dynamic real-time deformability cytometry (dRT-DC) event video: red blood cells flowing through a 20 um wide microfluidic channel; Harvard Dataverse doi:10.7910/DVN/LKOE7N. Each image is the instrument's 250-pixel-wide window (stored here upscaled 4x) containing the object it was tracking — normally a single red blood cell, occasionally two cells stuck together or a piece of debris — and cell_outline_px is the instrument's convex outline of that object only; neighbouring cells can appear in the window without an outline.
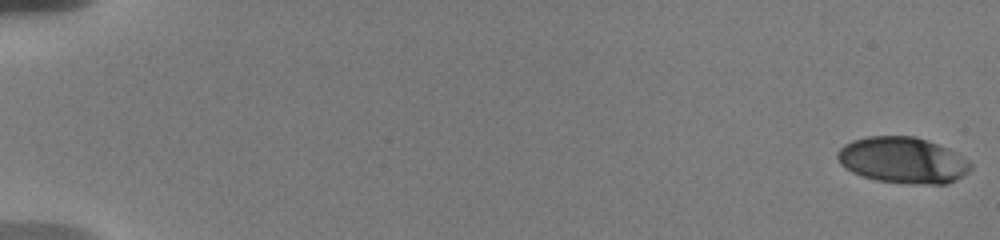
{"species": "human", "species_latin": "Homo sapiens", "temperature_condition": "warm", "stored_images_in_passage": 38, "camera_frame_rate_fps": 3000, "um_per_image_px": 0.085, "donor": {"sex": "male"}, "frame": {"image": 1, "passage_image": 1, "time_ms": 0.0, "image_size_px": [1000, 240], "cell_outline_px": [[972, 168], [964, 176], [948, 184], [912, 184], [876, 180], [860, 176], [844, 168], [840, 164], [836, 156], [836, 152], [844, 144], [852, 140], [868, 136], [916, 136], [928, 140], [948, 148], [956, 152], [968, 160], [972, 164]], "centroid_in_image_um": [76.74, 13.62], "position_along_channel_um": 8.3, "area_um2": 36.3}}
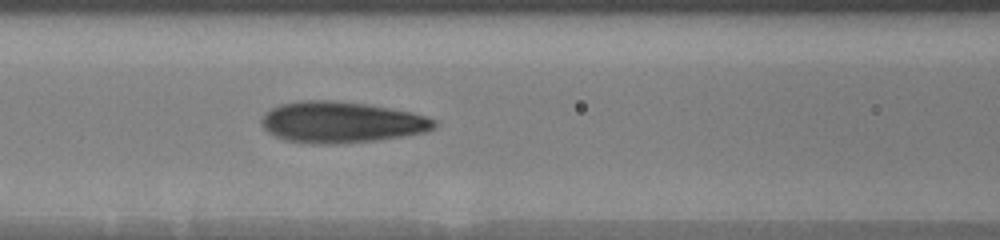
{"frame": {"image": 2, "passage_image": 29, "time_ms": 8.667, "image_size_px": [1000, 240], "cell_outline_px": [[436, 128], [428, 132], [404, 136], [376, 140], [332, 144], [312, 144], [284, 140], [268, 132], [260, 124], [260, 120], [264, 112], [280, 104], [300, 100], [336, 100], [368, 104], [412, 112], [428, 116], [436, 120]], "centroid_in_image_um": [29.02, 10.38], "position_along_channel_um": 137.6, "area_um2": 41.96}}
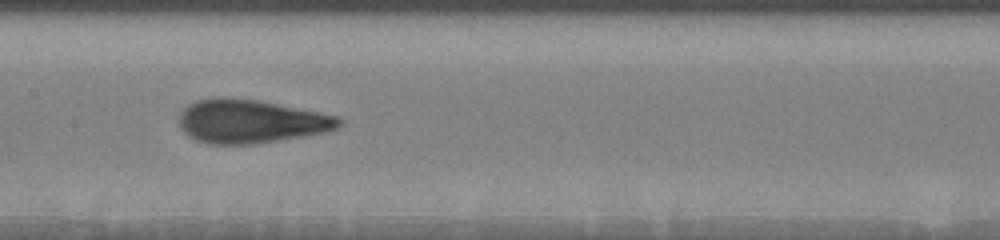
{"frame": {"image": 3, "passage_image": 37, "time_ms": 10.0, "image_size_px": [1000, 240], "cell_outline_px": [[344, 124], [340, 128], [324, 132], [304, 136], [252, 144], [208, 144], [196, 140], [188, 136], [180, 128], [180, 112], [188, 104], [196, 100], [220, 96], [228, 96], [260, 100], [340, 116], [344, 120]], "centroid_in_image_um": [21.34, 10.3], "position_along_channel_um": 186.1, "area_um2": 41.15}}